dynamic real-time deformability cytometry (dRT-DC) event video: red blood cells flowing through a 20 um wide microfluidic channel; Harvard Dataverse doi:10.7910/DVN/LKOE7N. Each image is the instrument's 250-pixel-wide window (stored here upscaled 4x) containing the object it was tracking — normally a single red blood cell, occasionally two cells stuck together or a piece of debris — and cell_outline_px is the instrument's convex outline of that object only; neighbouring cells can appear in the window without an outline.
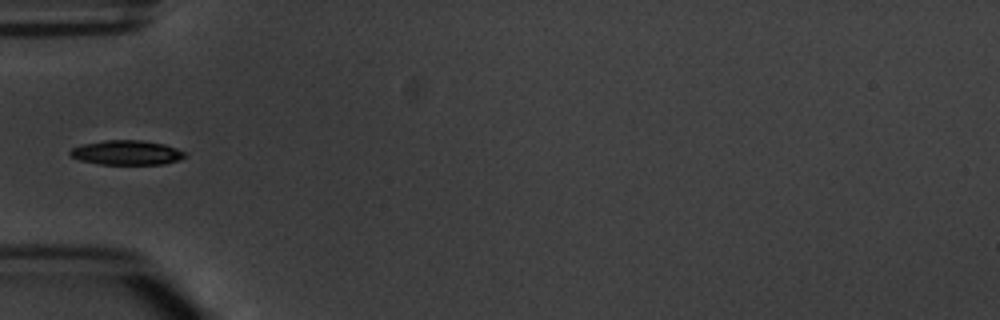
{"species": "common noctule bat (a hibernating species)", "species_latin": "Nyctalus noctula", "temperature_condition": "warm", "stored_images_in_passage": 5, "camera_frame_rate_fps": 3000, "um_per_image_px": 0.085, "animal": {"sex": "male", "body_mass_g": 20.1, "forearm_length_mm": 53.5}, "frame": {"image": 1, "passage_image": 5, "time_ms": 4.667, "image_size_px": [1000, 320], "cell_outline_px": [[188, 156], [180, 160], [164, 164], [100, 164], [80, 160], [72, 156], [68, 152], [72, 148], [84, 144], [104, 140], [140, 140], [164, 144], [176, 148], [184, 152]], "centroid_in_image_um": [10.8, 12.97], "position_along_channel_um": 74.2, "area_um2": 16.36}}